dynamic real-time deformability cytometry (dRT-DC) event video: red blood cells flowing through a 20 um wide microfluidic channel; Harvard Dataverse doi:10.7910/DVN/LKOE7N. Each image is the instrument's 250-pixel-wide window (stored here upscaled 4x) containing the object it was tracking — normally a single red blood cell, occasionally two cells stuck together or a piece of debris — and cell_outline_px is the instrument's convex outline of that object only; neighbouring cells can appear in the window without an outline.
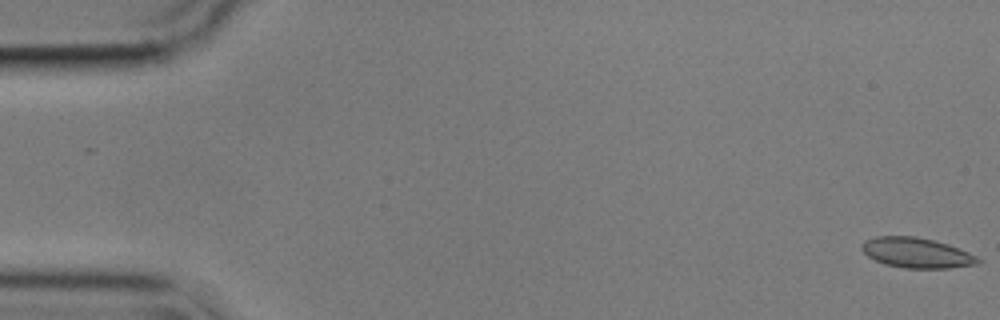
{"species": "common noctule bat (a hibernating species)", "species_latin": "Nyctalus noctula", "temperature_condition": "cold", "stored_images_in_passage": 56, "camera_frame_rate_fps": 3000, "um_per_image_px": 0.085, "animal": {"sex": "male", "body_mass_g": 17.9}, "frame": {"image": 1, "passage_image": 1, "time_ms": 0.0, "image_size_px": [1000, 320], "cell_outline_px": [[980, 260], [976, 264], [948, 268], [904, 268], [884, 264], [868, 256], [860, 248], [860, 244], [864, 240], [876, 236], [916, 236], [948, 244], [968, 252], [976, 256]], "centroid_in_image_um": [77.86, 21.48], "position_along_channel_um": 7.1, "area_um2": 20.35}}
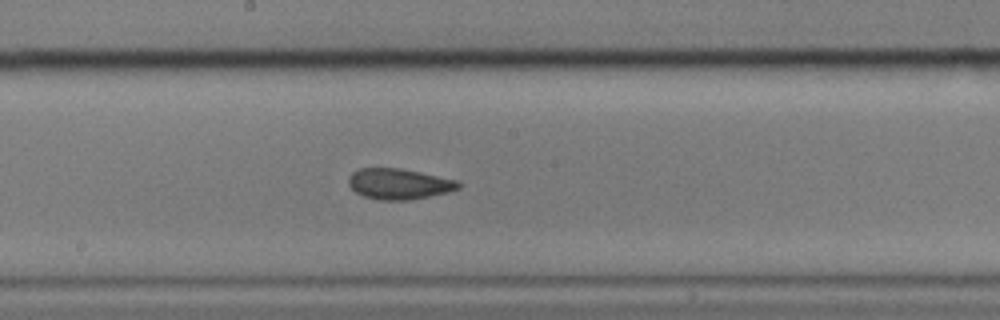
{"frame": {"image": 2, "passage_image": 30, "time_ms": 9.667, "image_size_px": [1000, 320], "cell_outline_px": [[460, 188], [448, 192], [408, 200], [380, 200], [364, 196], [356, 192], [348, 184], [348, 176], [352, 172], [360, 168], [400, 168], [460, 180]], "centroid_in_image_um": [33.92, 15.62], "position_along_channel_um": 214.3, "area_um2": 19.71}}
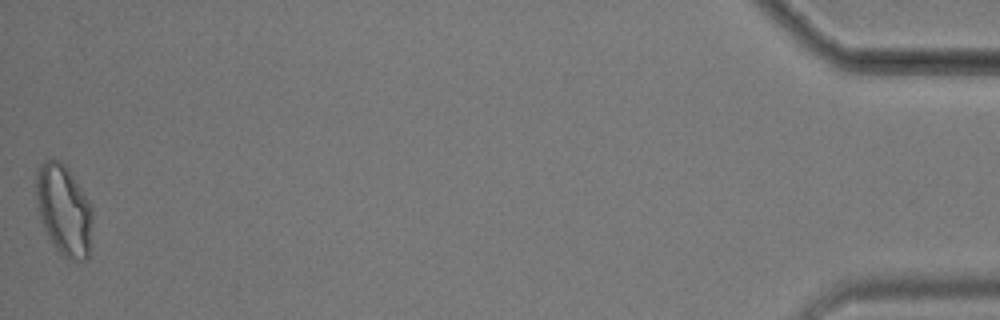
{"frame": {"image": 3, "passage_image": 56, "time_ms": 18.333, "image_size_px": [1000, 320], "cell_outline_px": [[92, 216], [88, 256], [84, 260], [68, 260], [56, 248], [44, 228], [40, 220], [36, 196], [36, 172], [40, 164], [44, 160], [60, 160], [68, 168], [88, 200], [92, 208]], "centroid_in_image_um": [5.41, 17.83], "position_along_channel_um": 429.8, "area_um2": 29.48}, "authors_computed_cell_mechanics": {"area_um2": 20.1722, "velocity_mm_per_s": 3.5666, "shape_relaxation_time_tau1_ms": null, "shape_relaxation_time_tau2_ms": 2.5162, "deformation_change_tau1": null, "deformation_change_tau2": 0.0448}}